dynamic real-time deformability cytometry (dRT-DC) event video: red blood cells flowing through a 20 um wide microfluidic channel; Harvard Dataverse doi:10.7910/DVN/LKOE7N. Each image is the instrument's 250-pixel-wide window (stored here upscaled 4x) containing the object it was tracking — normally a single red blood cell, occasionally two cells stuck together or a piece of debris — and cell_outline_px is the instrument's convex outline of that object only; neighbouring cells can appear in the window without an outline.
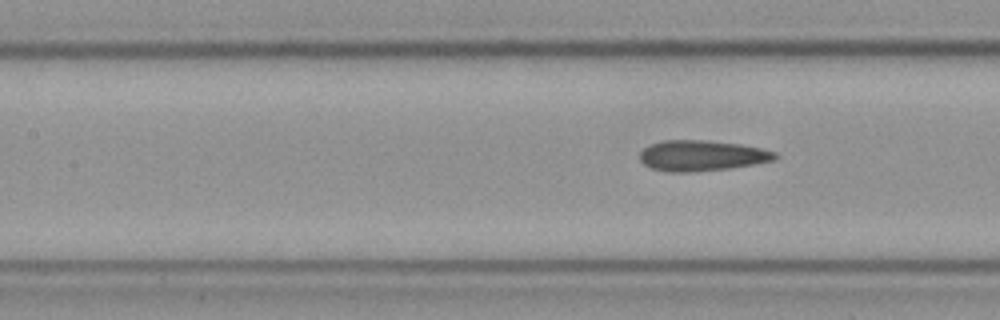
{"species": "Egyptian fruit bat (a non-hibernating species)", "species_latin": "Rousettus aegyptiacus", "temperature_condition": "cold", "stored_images_in_passage": 5, "segment_of_instrument_passage": [2, 2], "camera_frame_rate_fps": 3000, "um_per_image_px": 0.085, "frame": {"image": 1, "passage_image": 5, "time_ms": 1.333, "image_size_px": [1000, 320], "cell_outline_px": [[780, 156], [772, 160], [756, 164], [728, 168], [692, 172], [668, 172], [652, 168], [644, 164], [640, 160], [640, 152], [644, 148], [652, 144], [664, 140], [700, 140], [740, 144], [760, 148], [776, 152]], "centroid_in_image_um": [59.65, 13.23], "position_along_channel_um": 147.7, "area_um2": 23.99}}